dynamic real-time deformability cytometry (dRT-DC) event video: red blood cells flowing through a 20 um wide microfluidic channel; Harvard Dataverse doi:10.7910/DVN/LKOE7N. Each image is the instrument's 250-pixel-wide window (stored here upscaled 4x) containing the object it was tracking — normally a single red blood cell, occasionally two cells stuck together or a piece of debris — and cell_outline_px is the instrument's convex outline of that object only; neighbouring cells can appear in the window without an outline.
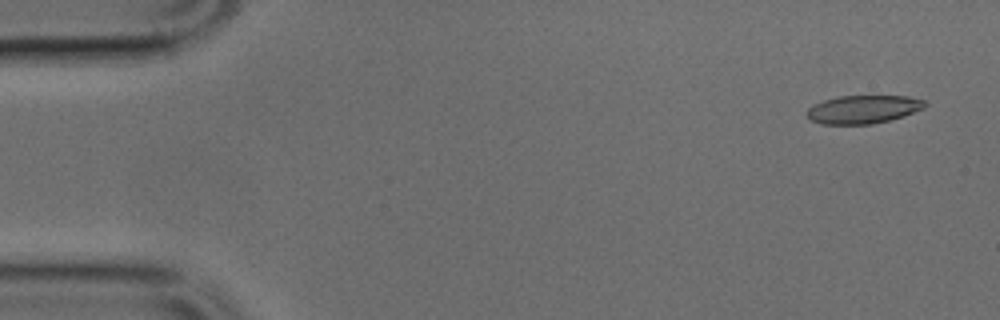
{"species": "common noctule bat (a hibernating species)", "species_latin": "Nyctalus noctula", "temperature_condition": "cold", "stored_images_in_passage": 47, "camera_frame_rate_fps": 3000, "um_per_image_px": 0.085, "animal": {"sex": "male", "body_mass_g": 17.9, "forearm_length_mm": 54.2}, "frame": {"image": 1, "passage_image": 1, "time_ms": 0.0, "image_size_px": [1000, 320], "cell_outline_px": [[928, 104], [924, 108], [904, 116], [872, 124], [820, 124], [808, 120], [804, 112], [808, 108], [824, 100], [840, 96], [908, 96], [924, 100]], "centroid_in_image_um": [73.35, 9.3], "position_along_channel_um": 11.7, "area_um2": 19.54}}
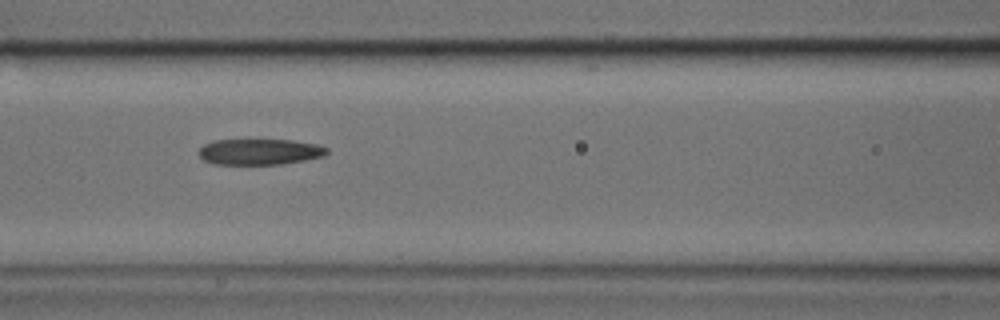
{"frame": {"image": 2, "passage_image": 19, "time_ms": 6.0, "image_size_px": [1000, 320], "cell_outline_px": [[328, 152], [324, 156], [304, 160], [280, 164], [212, 164], [204, 160], [200, 156], [200, 148], [204, 144], [212, 140], [292, 140], [316, 144], [328, 148]], "centroid_in_image_um": [22.07, 12.9], "position_along_channel_um": 144.5, "area_um2": 19.25}}
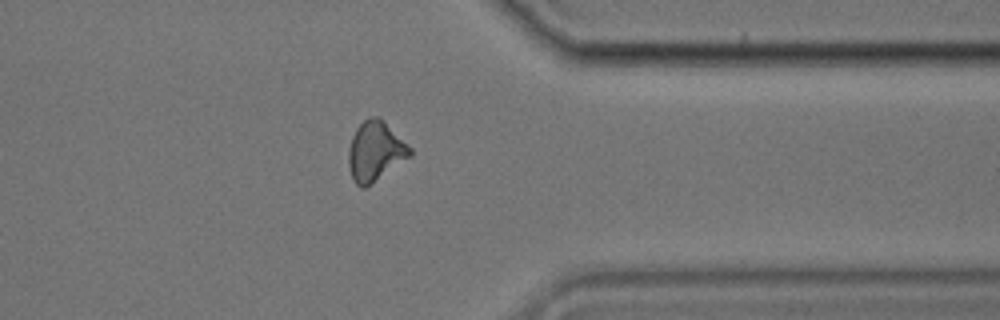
{"frame": {"image": 3, "passage_image": 37, "time_ms": 12.0, "image_size_px": [1000, 320], "cell_outline_px": [[412, 156], [364, 188], [360, 188], [352, 180], [348, 164], [348, 152], [352, 136], [356, 128], [368, 116], [380, 116], [412, 148]], "centroid_in_image_um": [31.9, 12.84], "position_along_channel_um": 379.5, "area_um2": 21.56}}